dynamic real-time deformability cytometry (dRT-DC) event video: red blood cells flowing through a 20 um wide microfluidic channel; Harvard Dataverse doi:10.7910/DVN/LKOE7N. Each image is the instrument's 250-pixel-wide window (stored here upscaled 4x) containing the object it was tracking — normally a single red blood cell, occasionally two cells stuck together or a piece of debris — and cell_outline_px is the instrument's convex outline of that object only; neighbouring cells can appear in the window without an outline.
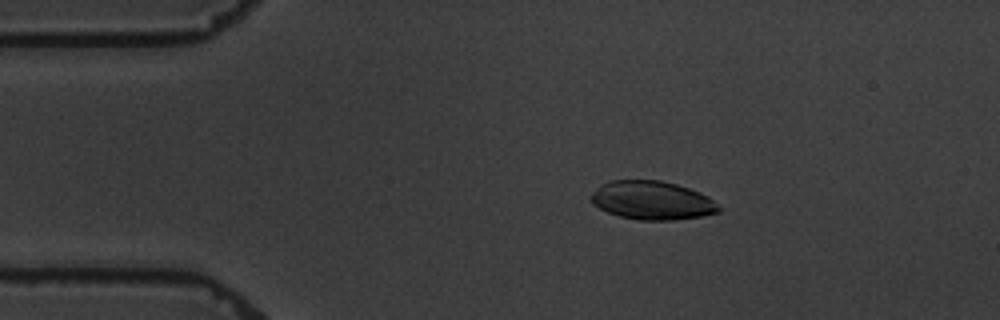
{"species": "common noctule bat (a hibernating species)", "species_latin": "Nyctalus noctula", "temperature_condition": "warm", "stored_images_in_passage": 4, "camera_frame_rate_fps": 3000, "um_per_image_px": 0.085, "animal": {"sex": "male", "body_mass_g": 19.5, "forearm_length_mm": 54.6}, "frame": {"image": 1, "passage_image": 3, "time_ms": 2.333, "image_size_px": [1000, 320], "cell_outline_px": [[720, 212], [700, 216], [676, 220], [640, 220], [620, 216], [608, 212], [592, 204], [588, 196], [600, 184], [612, 180], [660, 180], [676, 184], [700, 192], [708, 196], [720, 208]], "centroid_in_image_um": [55.39, 17.03], "position_along_channel_um": 29.6, "area_um2": 28.78}}